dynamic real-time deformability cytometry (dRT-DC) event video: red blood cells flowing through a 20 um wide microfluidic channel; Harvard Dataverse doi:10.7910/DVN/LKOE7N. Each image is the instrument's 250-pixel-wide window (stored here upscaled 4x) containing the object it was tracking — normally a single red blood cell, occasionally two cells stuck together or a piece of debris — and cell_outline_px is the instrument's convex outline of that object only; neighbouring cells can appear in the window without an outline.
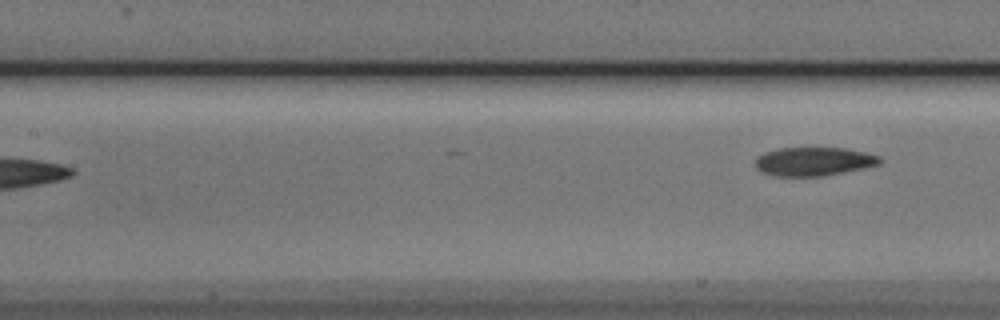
{"species": "Egyptian fruit bat (a non-hibernating species)", "species_latin": "Rousettus aegyptiacus", "temperature_condition": "cold", "stored_images_in_passage": 5, "segment_of_instrument_passage": [2, 2], "camera_frame_rate_fps": 3000, "um_per_image_px": 0.085, "animal": {"sex": "male"}, "frame": {"image": 1, "passage_image": 5, "time_ms": 1.333, "image_size_px": [1000, 320], "cell_outline_px": [[884, 160], [880, 164], [864, 168], [824, 176], [772, 176], [760, 172], [756, 168], [756, 156], [764, 152], [776, 148], [844, 148], [864, 152], [880, 156]], "centroid_in_image_um": [69.15, 13.73], "position_along_channel_um": 138.3, "area_um2": 21.04}}